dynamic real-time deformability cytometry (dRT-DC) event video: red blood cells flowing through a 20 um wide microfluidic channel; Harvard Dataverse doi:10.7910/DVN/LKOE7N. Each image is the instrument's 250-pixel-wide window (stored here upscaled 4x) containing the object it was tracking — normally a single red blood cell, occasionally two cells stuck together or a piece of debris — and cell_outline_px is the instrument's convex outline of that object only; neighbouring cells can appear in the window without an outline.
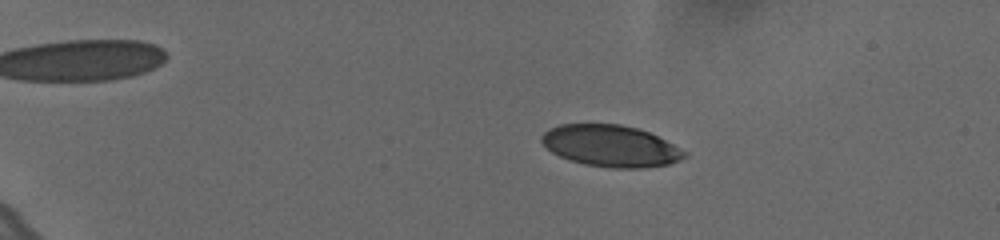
{"species": "human", "species_latin": "Homo sapiens", "temperature_condition": "cold", "stored_images_in_passage": 8, "camera_frame_rate_fps": 3000, "um_per_image_px": 0.085, "donor": {"sex": "female"}, "frame": {"image": 1, "passage_image": 2, "time_ms": 0.333, "image_size_px": [1000, 240], "cell_outline_px": [[688, 156], [680, 160], [668, 164], [640, 168], [612, 168], [584, 164], [568, 160], [552, 152], [540, 140], [540, 136], [548, 128], [560, 124], [620, 124], [636, 128], [648, 132], [688, 152]], "centroid_in_image_um": [51.89, 12.4], "position_along_channel_um": 33.1, "area_um2": 34.56}}
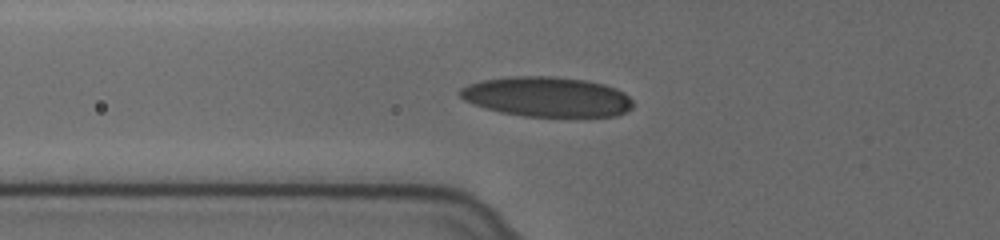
{"frame": {"image": 2, "passage_image": 6, "time_ms": 1.667, "image_size_px": [1000, 240], "cell_outline_px": [[632, 108], [616, 116], [524, 116], [500, 112], [472, 104], [464, 100], [456, 92], [460, 88], [468, 84], [480, 80], [508, 76], [552, 76], [588, 80], [604, 84], [616, 88], [624, 92], [632, 100]], "centroid_in_image_um": [46.45, 8.21], "position_along_channel_um": 79.3, "area_um2": 40.52}}
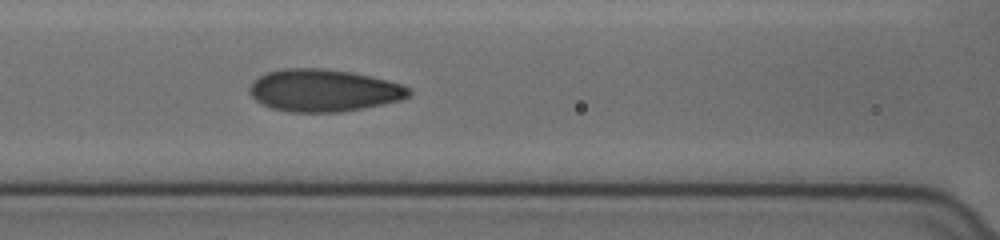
{"frame": {"image": 3, "passage_image": 8, "time_ms": 2.333, "image_size_px": [1000, 240], "cell_outline_px": [[412, 92], [408, 96], [400, 100], [364, 108], [340, 112], [292, 112], [272, 108], [256, 100], [248, 92], [248, 88], [260, 76], [268, 72], [284, 68], [320, 68], [348, 72], [388, 80], [400, 84], [408, 88]], "centroid_in_image_um": [27.5, 7.69], "position_along_channel_um": 139.1, "area_um2": 38.84}}